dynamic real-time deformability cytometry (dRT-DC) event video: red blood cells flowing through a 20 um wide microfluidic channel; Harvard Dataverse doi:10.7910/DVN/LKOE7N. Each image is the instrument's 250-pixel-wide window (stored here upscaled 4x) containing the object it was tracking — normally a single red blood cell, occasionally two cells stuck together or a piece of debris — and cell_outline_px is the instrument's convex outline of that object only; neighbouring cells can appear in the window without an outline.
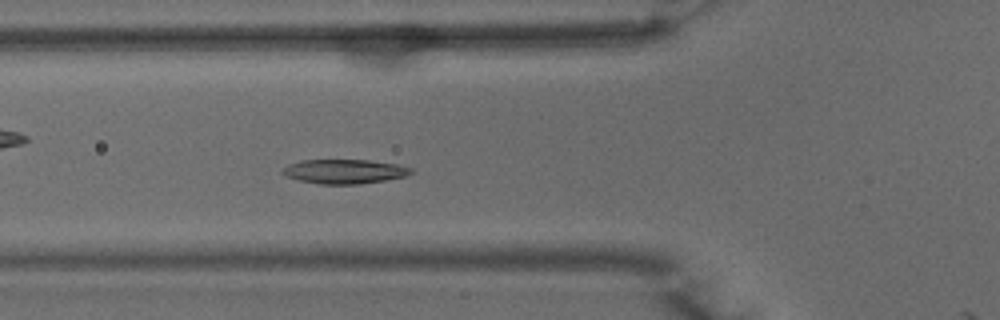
{"species": "common noctule bat (a hibernating species)", "species_latin": "Nyctalus noctula", "temperature_condition": "warm", "stored_images_in_passage": 9, "camera_frame_rate_fps": 3000, "um_per_image_px": 0.085, "animal": {"sex": "male", "body_mass_g": 15.6}, "frame": {"image": 1, "passage_image": 8, "time_ms": 2.333, "image_size_px": [1000, 320], "cell_outline_px": [[412, 172], [404, 176], [384, 180], [360, 184], [320, 184], [296, 180], [284, 176], [280, 172], [280, 168], [288, 164], [300, 160], [368, 160], [396, 164], [412, 168]], "centroid_in_image_um": [29.17, 14.57], "position_along_channel_um": 96.6, "area_um2": 18.32}}